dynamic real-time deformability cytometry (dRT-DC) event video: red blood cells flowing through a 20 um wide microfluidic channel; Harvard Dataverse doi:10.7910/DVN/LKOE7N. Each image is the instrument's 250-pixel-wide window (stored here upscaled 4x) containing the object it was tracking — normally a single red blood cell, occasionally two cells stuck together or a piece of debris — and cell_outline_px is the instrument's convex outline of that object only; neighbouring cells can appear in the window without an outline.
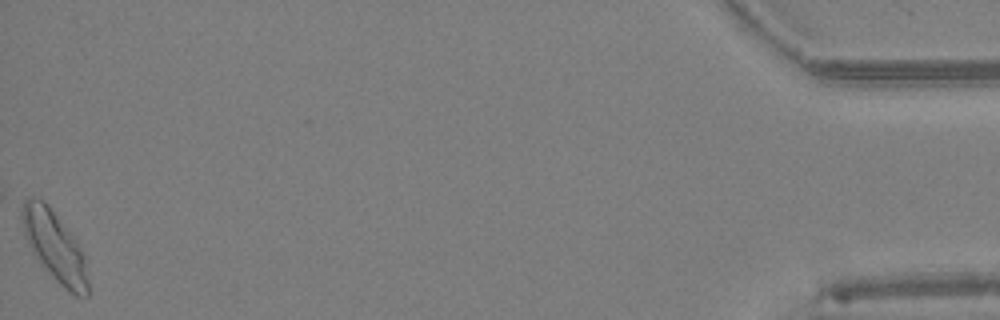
{"species": "Egyptian fruit bat (a non-hibernating species)", "species_latin": "Rousettus aegyptiacus", "temperature_condition": "warm", "stored_images_in_passage": 46, "camera_frame_rate_fps": 3000, "um_per_image_px": 0.085, "animal": {"sex": "female"}, "frame": {"image": 1, "passage_image": 46, "time_ms": 15.0, "image_size_px": [1000, 320], "cell_outline_px": [[88, 296], [76, 296], [64, 288], [56, 280], [32, 252], [24, 232], [24, 200], [40, 200], [56, 216], [72, 236], [80, 248], [84, 256], [88, 280]], "centroid_in_image_um": [4.71, 21.05], "position_along_channel_um": 430.5, "area_um2": 25.2}, "authors_computed_cell_mechanics": {"area_um2": 22.831, "velocity_mm_per_s": 4.3905, "shape_relaxation_time_tau1_ms": null, "shape_relaxation_time_tau2_ms": 3.2101, "deformation_change_tau1": null, "deformation_change_tau2": 0.1063}}